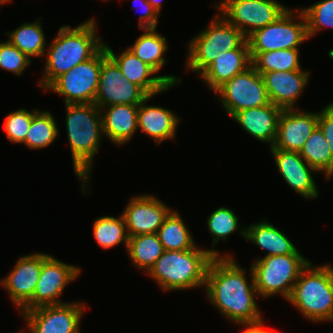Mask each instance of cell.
<instances>
[{
	"label": "cell",
	"mask_w": 333,
	"mask_h": 333,
	"mask_svg": "<svg viewBox=\"0 0 333 333\" xmlns=\"http://www.w3.org/2000/svg\"><path fill=\"white\" fill-rule=\"evenodd\" d=\"M237 263L234 256H215L209 264L204 287L212 306L232 324L256 321L263 316L255 300L260 296L252 269L248 270L247 279L246 269Z\"/></svg>",
	"instance_id": "6da1fadb"
},
{
	"label": "cell",
	"mask_w": 333,
	"mask_h": 333,
	"mask_svg": "<svg viewBox=\"0 0 333 333\" xmlns=\"http://www.w3.org/2000/svg\"><path fill=\"white\" fill-rule=\"evenodd\" d=\"M97 24V19L89 18L74 28L69 25L59 28L46 49L42 79H38L42 91L75 65L92 58L104 46L102 37L97 34Z\"/></svg>",
	"instance_id": "7a4b0ae2"
},
{
	"label": "cell",
	"mask_w": 333,
	"mask_h": 333,
	"mask_svg": "<svg viewBox=\"0 0 333 333\" xmlns=\"http://www.w3.org/2000/svg\"><path fill=\"white\" fill-rule=\"evenodd\" d=\"M66 130L74 174L81 180L82 193L91 194L94 157L101 149L103 135L100 108L94 103L65 104Z\"/></svg>",
	"instance_id": "3957f363"
},
{
	"label": "cell",
	"mask_w": 333,
	"mask_h": 333,
	"mask_svg": "<svg viewBox=\"0 0 333 333\" xmlns=\"http://www.w3.org/2000/svg\"><path fill=\"white\" fill-rule=\"evenodd\" d=\"M220 250L200 248L183 251L164 250L146 274L165 291H186L205 287L206 275L210 262L215 256H233ZM223 254V255H222Z\"/></svg>",
	"instance_id": "277c9868"
},
{
	"label": "cell",
	"mask_w": 333,
	"mask_h": 333,
	"mask_svg": "<svg viewBox=\"0 0 333 333\" xmlns=\"http://www.w3.org/2000/svg\"><path fill=\"white\" fill-rule=\"evenodd\" d=\"M287 301L308 321L333 323V266H316L310 261Z\"/></svg>",
	"instance_id": "5b68a950"
},
{
	"label": "cell",
	"mask_w": 333,
	"mask_h": 333,
	"mask_svg": "<svg viewBox=\"0 0 333 333\" xmlns=\"http://www.w3.org/2000/svg\"><path fill=\"white\" fill-rule=\"evenodd\" d=\"M246 37L219 12L204 30L188 42L186 70L199 75L218 57L219 52L237 49Z\"/></svg>",
	"instance_id": "8992f818"
},
{
	"label": "cell",
	"mask_w": 333,
	"mask_h": 333,
	"mask_svg": "<svg viewBox=\"0 0 333 333\" xmlns=\"http://www.w3.org/2000/svg\"><path fill=\"white\" fill-rule=\"evenodd\" d=\"M309 262L303 254L264 256L253 260L250 267L260 298L279 294L287 301L301 271Z\"/></svg>",
	"instance_id": "52a82bcc"
},
{
	"label": "cell",
	"mask_w": 333,
	"mask_h": 333,
	"mask_svg": "<svg viewBox=\"0 0 333 333\" xmlns=\"http://www.w3.org/2000/svg\"><path fill=\"white\" fill-rule=\"evenodd\" d=\"M298 9L297 12V8H288L275 22L250 34L246 38L250 53L300 49L299 46L309 38L305 16Z\"/></svg>",
	"instance_id": "ba28073f"
},
{
	"label": "cell",
	"mask_w": 333,
	"mask_h": 333,
	"mask_svg": "<svg viewBox=\"0 0 333 333\" xmlns=\"http://www.w3.org/2000/svg\"><path fill=\"white\" fill-rule=\"evenodd\" d=\"M214 7L246 38L275 22L289 8L276 0H220Z\"/></svg>",
	"instance_id": "9c48e42d"
},
{
	"label": "cell",
	"mask_w": 333,
	"mask_h": 333,
	"mask_svg": "<svg viewBox=\"0 0 333 333\" xmlns=\"http://www.w3.org/2000/svg\"><path fill=\"white\" fill-rule=\"evenodd\" d=\"M102 65V48L89 60L57 77L46 89L63 97L64 104L94 103Z\"/></svg>",
	"instance_id": "30bf717a"
},
{
	"label": "cell",
	"mask_w": 333,
	"mask_h": 333,
	"mask_svg": "<svg viewBox=\"0 0 333 333\" xmlns=\"http://www.w3.org/2000/svg\"><path fill=\"white\" fill-rule=\"evenodd\" d=\"M214 93L230 117L238 111L271 103L261 74L252 66L225 82Z\"/></svg>",
	"instance_id": "8fae6325"
},
{
	"label": "cell",
	"mask_w": 333,
	"mask_h": 333,
	"mask_svg": "<svg viewBox=\"0 0 333 333\" xmlns=\"http://www.w3.org/2000/svg\"><path fill=\"white\" fill-rule=\"evenodd\" d=\"M87 306L83 301L37 307L21 312L27 333H81V319Z\"/></svg>",
	"instance_id": "7c38bea8"
},
{
	"label": "cell",
	"mask_w": 333,
	"mask_h": 333,
	"mask_svg": "<svg viewBox=\"0 0 333 333\" xmlns=\"http://www.w3.org/2000/svg\"><path fill=\"white\" fill-rule=\"evenodd\" d=\"M149 95L137 84L126 80L120 67L102 47V65L94 100L99 108L128 104L139 105Z\"/></svg>",
	"instance_id": "4fadbf2b"
},
{
	"label": "cell",
	"mask_w": 333,
	"mask_h": 333,
	"mask_svg": "<svg viewBox=\"0 0 333 333\" xmlns=\"http://www.w3.org/2000/svg\"><path fill=\"white\" fill-rule=\"evenodd\" d=\"M81 267L42 253V269L32 297V309L65 303L60 300L65 287L81 274Z\"/></svg>",
	"instance_id": "5bb4252c"
},
{
	"label": "cell",
	"mask_w": 333,
	"mask_h": 333,
	"mask_svg": "<svg viewBox=\"0 0 333 333\" xmlns=\"http://www.w3.org/2000/svg\"><path fill=\"white\" fill-rule=\"evenodd\" d=\"M42 269V253L22 255L0 281L19 313L32 309V297Z\"/></svg>",
	"instance_id": "9a60e30c"
},
{
	"label": "cell",
	"mask_w": 333,
	"mask_h": 333,
	"mask_svg": "<svg viewBox=\"0 0 333 333\" xmlns=\"http://www.w3.org/2000/svg\"><path fill=\"white\" fill-rule=\"evenodd\" d=\"M107 54L120 67L126 80L140 86L149 96L167 92L171 87L180 86L181 78L174 75H157V72L148 64L139 59L132 51L126 48L119 55L114 54L110 46L104 43Z\"/></svg>",
	"instance_id": "2e32d148"
},
{
	"label": "cell",
	"mask_w": 333,
	"mask_h": 333,
	"mask_svg": "<svg viewBox=\"0 0 333 333\" xmlns=\"http://www.w3.org/2000/svg\"><path fill=\"white\" fill-rule=\"evenodd\" d=\"M123 216L128 237L140 234H154L173 211L153 194L133 196L125 205Z\"/></svg>",
	"instance_id": "e0dca14e"
},
{
	"label": "cell",
	"mask_w": 333,
	"mask_h": 333,
	"mask_svg": "<svg viewBox=\"0 0 333 333\" xmlns=\"http://www.w3.org/2000/svg\"><path fill=\"white\" fill-rule=\"evenodd\" d=\"M269 149L278 172L287 185L305 199H317L319 190L312 174L319 172L311 167L297 151Z\"/></svg>",
	"instance_id": "ac0fdd59"
},
{
	"label": "cell",
	"mask_w": 333,
	"mask_h": 333,
	"mask_svg": "<svg viewBox=\"0 0 333 333\" xmlns=\"http://www.w3.org/2000/svg\"><path fill=\"white\" fill-rule=\"evenodd\" d=\"M317 126L318 112L285 109L279 118L276 140L270 148L300 152Z\"/></svg>",
	"instance_id": "d6986e66"
},
{
	"label": "cell",
	"mask_w": 333,
	"mask_h": 333,
	"mask_svg": "<svg viewBox=\"0 0 333 333\" xmlns=\"http://www.w3.org/2000/svg\"><path fill=\"white\" fill-rule=\"evenodd\" d=\"M310 70L260 73L271 103L281 109H297L296 102L310 80Z\"/></svg>",
	"instance_id": "ffe728a7"
},
{
	"label": "cell",
	"mask_w": 333,
	"mask_h": 333,
	"mask_svg": "<svg viewBox=\"0 0 333 333\" xmlns=\"http://www.w3.org/2000/svg\"><path fill=\"white\" fill-rule=\"evenodd\" d=\"M252 66L247 39L234 50L219 52L218 57L199 75L213 93L235 75Z\"/></svg>",
	"instance_id": "44dd1931"
},
{
	"label": "cell",
	"mask_w": 333,
	"mask_h": 333,
	"mask_svg": "<svg viewBox=\"0 0 333 333\" xmlns=\"http://www.w3.org/2000/svg\"><path fill=\"white\" fill-rule=\"evenodd\" d=\"M283 109L269 103L236 112L231 118L256 140L272 147L277 136L278 122Z\"/></svg>",
	"instance_id": "7402d4cb"
},
{
	"label": "cell",
	"mask_w": 333,
	"mask_h": 333,
	"mask_svg": "<svg viewBox=\"0 0 333 333\" xmlns=\"http://www.w3.org/2000/svg\"><path fill=\"white\" fill-rule=\"evenodd\" d=\"M153 97L148 96L139 104L137 123L138 129L159 145L163 141L176 139L181 119L173 110L158 105H147L146 102Z\"/></svg>",
	"instance_id": "603a6c76"
},
{
	"label": "cell",
	"mask_w": 333,
	"mask_h": 333,
	"mask_svg": "<svg viewBox=\"0 0 333 333\" xmlns=\"http://www.w3.org/2000/svg\"><path fill=\"white\" fill-rule=\"evenodd\" d=\"M139 105L116 104L100 108L103 135L111 143L123 146L130 142L138 131Z\"/></svg>",
	"instance_id": "cb8c5ba5"
},
{
	"label": "cell",
	"mask_w": 333,
	"mask_h": 333,
	"mask_svg": "<svg viewBox=\"0 0 333 333\" xmlns=\"http://www.w3.org/2000/svg\"><path fill=\"white\" fill-rule=\"evenodd\" d=\"M245 228V239L265 250L267 252L265 256L302 254L286 234L269 223L266 218Z\"/></svg>",
	"instance_id": "d4e9b609"
},
{
	"label": "cell",
	"mask_w": 333,
	"mask_h": 333,
	"mask_svg": "<svg viewBox=\"0 0 333 333\" xmlns=\"http://www.w3.org/2000/svg\"><path fill=\"white\" fill-rule=\"evenodd\" d=\"M136 41L128 46L139 59L151 66L157 73L166 64L165 52L169 49L165 36L157 28H145Z\"/></svg>",
	"instance_id": "484cf974"
},
{
	"label": "cell",
	"mask_w": 333,
	"mask_h": 333,
	"mask_svg": "<svg viewBox=\"0 0 333 333\" xmlns=\"http://www.w3.org/2000/svg\"><path fill=\"white\" fill-rule=\"evenodd\" d=\"M41 18L34 22H23L18 28L6 32L8 41L32 60V57L43 58L47 49V41L43 31Z\"/></svg>",
	"instance_id": "4316f807"
},
{
	"label": "cell",
	"mask_w": 333,
	"mask_h": 333,
	"mask_svg": "<svg viewBox=\"0 0 333 333\" xmlns=\"http://www.w3.org/2000/svg\"><path fill=\"white\" fill-rule=\"evenodd\" d=\"M126 253L129 255L131 264L146 274L154 266L155 262L164 252L158 234H140L128 239Z\"/></svg>",
	"instance_id": "83f0119b"
},
{
	"label": "cell",
	"mask_w": 333,
	"mask_h": 333,
	"mask_svg": "<svg viewBox=\"0 0 333 333\" xmlns=\"http://www.w3.org/2000/svg\"><path fill=\"white\" fill-rule=\"evenodd\" d=\"M157 234L166 251H183L197 245L190 229L176 210L168 215Z\"/></svg>",
	"instance_id": "f1b7e54d"
},
{
	"label": "cell",
	"mask_w": 333,
	"mask_h": 333,
	"mask_svg": "<svg viewBox=\"0 0 333 333\" xmlns=\"http://www.w3.org/2000/svg\"><path fill=\"white\" fill-rule=\"evenodd\" d=\"M299 153L311 167L325 175V179H331L333 158L323 132L318 126L306 140Z\"/></svg>",
	"instance_id": "f546056e"
},
{
	"label": "cell",
	"mask_w": 333,
	"mask_h": 333,
	"mask_svg": "<svg viewBox=\"0 0 333 333\" xmlns=\"http://www.w3.org/2000/svg\"><path fill=\"white\" fill-rule=\"evenodd\" d=\"M250 55L252 67L259 73L303 70L299 61V49H281Z\"/></svg>",
	"instance_id": "4dcf8cb0"
},
{
	"label": "cell",
	"mask_w": 333,
	"mask_h": 333,
	"mask_svg": "<svg viewBox=\"0 0 333 333\" xmlns=\"http://www.w3.org/2000/svg\"><path fill=\"white\" fill-rule=\"evenodd\" d=\"M55 119L50 111H38L32 118L25 141L22 144L31 150L49 147L59 136L60 130Z\"/></svg>",
	"instance_id": "1f68e13d"
},
{
	"label": "cell",
	"mask_w": 333,
	"mask_h": 333,
	"mask_svg": "<svg viewBox=\"0 0 333 333\" xmlns=\"http://www.w3.org/2000/svg\"><path fill=\"white\" fill-rule=\"evenodd\" d=\"M93 235L97 244L104 249H111L119 244H123L127 250L128 234L123 214L120 216H101L94 220Z\"/></svg>",
	"instance_id": "d6a6232c"
},
{
	"label": "cell",
	"mask_w": 333,
	"mask_h": 333,
	"mask_svg": "<svg viewBox=\"0 0 333 333\" xmlns=\"http://www.w3.org/2000/svg\"><path fill=\"white\" fill-rule=\"evenodd\" d=\"M238 219L237 214L228 207L221 206L211 212L206 218V225L211 238H213V246H216L221 240L226 242L229 235L235 231H238L245 238L246 228L240 226Z\"/></svg>",
	"instance_id": "836d02e7"
},
{
	"label": "cell",
	"mask_w": 333,
	"mask_h": 333,
	"mask_svg": "<svg viewBox=\"0 0 333 333\" xmlns=\"http://www.w3.org/2000/svg\"><path fill=\"white\" fill-rule=\"evenodd\" d=\"M306 19L308 38H314L325 28H333V0H321L300 8Z\"/></svg>",
	"instance_id": "e575fe53"
},
{
	"label": "cell",
	"mask_w": 333,
	"mask_h": 333,
	"mask_svg": "<svg viewBox=\"0 0 333 333\" xmlns=\"http://www.w3.org/2000/svg\"><path fill=\"white\" fill-rule=\"evenodd\" d=\"M38 111L39 109L28 111V109L19 108L9 113L4 120L3 127L8 141L22 144L25 141L32 118Z\"/></svg>",
	"instance_id": "d590c367"
},
{
	"label": "cell",
	"mask_w": 333,
	"mask_h": 333,
	"mask_svg": "<svg viewBox=\"0 0 333 333\" xmlns=\"http://www.w3.org/2000/svg\"><path fill=\"white\" fill-rule=\"evenodd\" d=\"M33 60L27 57L8 40L0 42V68L21 76L31 65ZM25 70V71H24Z\"/></svg>",
	"instance_id": "8d00e7d4"
},
{
	"label": "cell",
	"mask_w": 333,
	"mask_h": 333,
	"mask_svg": "<svg viewBox=\"0 0 333 333\" xmlns=\"http://www.w3.org/2000/svg\"><path fill=\"white\" fill-rule=\"evenodd\" d=\"M318 127L323 132L333 158V102L318 112Z\"/></svg>",
	"instance_id": "74e56055"
},
{
	"label": "cell",
	"mask_w": 333,
	"mask_h": 333,
	"mask_svg": "<svg viewBox=\"0 0 333 333\" xmlns=\"http://www.w3.org/2000/svg\"><path fill=\"white\" fill-rule=\"evenodd\" d=\"M134 7L132 6L131 9L134 10L136 5L142 6L143 14L139 16L138 21V28L145 29V28H158V21H159V14L153 8V6L147 0H133ZM141 3V4H140Z\"/></svg>",
	"instance_id": "f35d334b"
},
{
	"label": "cell",
	"mask_w": 333,
	"mask_h": 333,
	"mask_svg": "<svg viewBox=\"0 0 333 333\" xmlns=\"http://www.w3.org/2000/svg\"><path fill=\"white\" fill-rule=\"evenodd\" d=\"M234 324L244 327V330L242 333H273L274 332V330L265 328L264 317H262L261 319L256 320V321H252V322H238V323H234Z\"/></svg>",
	"instance_id": "ab89813d"
},
{
	"label": "cell",
	"mask_w": 333,
	"mask_h": 333,
	"mask_svg": "<svg viewBox=\"0 0 333 333\" xmlns=\"http://www.w3.org/2000/svg\"><path fill=\"white\" fill-rule=\"evenodd\" d=\"M153 8L156 10V12L160 15L161 9H162V0H147Z\"/></svg>",
	"instance_id": "60d3db41"
},
{
	"label": "cell",
	"mask_w": 333,
	"mask_h": 333,
	"mask_svg": "<svg viewBox=\"0 0 333 333\" xmlns=\"http://www.w3.org/2000/svg\"><path fill=\"white\" fill-rule=\"evenodd\" d=\"M13 0H0V7H1V5H3L4 6V4H9V2L11 3Z\"/></svg>",
	"instance_id": "b9f144b4"
},
{
	"label": "cell",
	"mask_w": 333,
	"mask_h": 333,
	"mask_svg": "<svg viewBox=\"0 0 333 333\" xmlns=\"http://www.w3.org/2000/svg\"><path fill=\"white\" fill-rule=\"evenodd\" d=\"M15 333H27V332L24 330V331H18V332H15Z\"/></svg>",
	"instance_id": "7bdbcfd3"
}]
</instances>
